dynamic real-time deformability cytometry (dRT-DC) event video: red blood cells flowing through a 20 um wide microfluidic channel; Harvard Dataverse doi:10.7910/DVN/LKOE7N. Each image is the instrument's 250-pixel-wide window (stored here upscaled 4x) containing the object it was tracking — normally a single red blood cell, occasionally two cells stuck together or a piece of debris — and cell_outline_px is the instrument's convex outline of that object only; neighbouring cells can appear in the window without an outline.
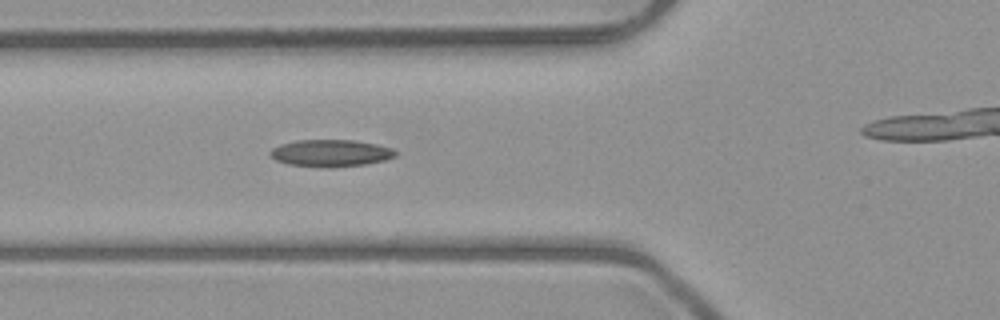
{"species": "common noctule bat (a hibernating species)", "species_latin": "Nyctalus noctula", "temperature_condition": "room temperature", "stored_images_in_passage": 6, "camera_frame_rate_fps": 3000, "um_per_image_px": 0.085, "animal": {"sex": "male", "body_mass_g": 23.1, "forearm_length_mm": 52.7}, "frame": {"image": 1, "passage_image": 5, "time_ms": 5.333, "image_size_px": [1000, 320], "cell_outline_px": [[396, 156], [384, 160], [364, 164], [328, 168], [288, 164], [276, 160], [268, 152], [272, 148], [280, 144], [296, 140], [356, 140], [376, 144], [392, 148], [396, 152]], "centroid_in_image_um": [28.09, 13.01], "position_along_channel_um": 97.7, "area_um2": 19.71}}